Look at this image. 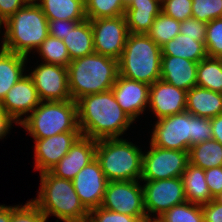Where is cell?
<instances>
[{
  "mask_svg": "<svg viewBox=\"0 0 222 222\" xmlns=\"http://www.w3.org/2000/svg\"><path fill=\"white\" fill-rule=\"evenodd\" d=\"M77 106L81 134L94 140L120 138L134 123L117 103L112 89L86 95Z\"/></svg>",
  "mask_w": 222,
  "mask_h": 222,
  "instance_id": "cell-1",
  "label": "cell"
},
{
  "mask_svg": "<svg viewBox=\"0 0 222 222\" xmlns=\"http://www.w3.org/2000/svg\"><path fill=\"white\" fill-rule=\"evenodd\" d=\"M40 175V188L32 201L44 213L62 222H88L89 211L80 202L73 182L45 171Z\"/></svg>",
  "mask_w": 222,
  "mask_h": 222,
  "instance_id": "cell-2",
  "label": "cell"
},
{
  "mask_svg": "<svg viewBox=\"0 0 222 222\" xmlns=\"http://www.w3.org/2000/svg\"><path fill=\"white\" fill-rule=\"evenodd\" d=\"M72 100L110 90L119 75L118 60L93 53L71 60L67 66Z\"/></svg>",
  "mask_w": 222,
  "mask_h": 222,
  "instance_id": "cell-3",
  "label": "cell"
},
{
  "mask_svg": "<svg viewBox=\"0 0 222 222\" xmlns=\"http://www.w3.org/2000/svg\"><path fill=\"white\" fill-rule=\"evenodd\" d=\"M4 50L28 57L48 37V19L38 4H26L4 22ZM33 50H35L33 52Z\"/></svg>",
  "mask_w": 222,
  "mask_h": 222,
  "instance_id": "cell-4",
  "label": "cell"
},
{
  "mask_svg": "<svg viewBox=\"0 0 222 222\" xmlns=\"http://www.w3.org/2000/svg\"><path fill=\"white\" fill-rule=\"evenodd\" d=\"M162 51L147 34L129 33L118 60L119 75L152 85L160 80Z\"/></svg>",
  "mask_w": 222,
  "mask_h": 222,
  "instance_id": "cell-5",
  "label": "cell"
},
{
  "mask_svg": "<svg viewBox=\"0 0 222 222\" xmlns=\"http://www.w3.org/2000/svg\"><path fill=\"white\" fill-rule=\"evenodd\" d=\"M128 139L97 140L96 159L108 181L140 180L143 151Z\"/></svg>",
  "mask_w": 222,
  "mask_h": 222,
  "instance_id": "cell-6",
  "label": "cell"
},
{
  "mask_svg": "<svg viewBox=\"0 0 222 222\" xmlns=\"http://www.w3.org/2000/svg\"><path fill=\"white\" fill-rule=\"evenodd\" d=\"M33 139H44L68 131H80L78 106L74 100L41 101L18 125Z\"/></svg>",
  "mask_w": 222,
  "mask_h": 222,
  "instance_id": "cell-7",
  "label": "cell"
},
{
  "mask_svg": "<svg viewBox=\"0 0 222 222\" xmlns=\"http://www.w3.org/2000/svg\"><path fill=\"white\" fill-rule=\"evenodd\" d=\"M150 145L143 152L140 180H161L182 177L189 164V151L171 150Z\"/></svg>",
  "mask_w": 222,
  "mask_h": 222,
  "instance_id": "cell-8",
  "label": "cell"
},
{
  "mask_svg": "<svg viewBox=\"0 0 222 222\" xmlns=\"http://www.w3.org/2000/svg\"><path fill=\"white\" fill-rule=\"evenodd\" d=\"M139 180L108 181L100 207L117 213L134 216L142 222L147 218L144 191Z\"/></svg>",
  "mask_w": 222,
  "mask_h": 222,
  "instance_id": "cell-9",
  "label": "cell"
},
{
  "mask_svg": "<svg viewBox=\"0 0 222 222\" xmlns=\"http://www.w3.org/2000/svg\"><path fill=\"white\" fill-rule=\"evenodd\" d=\"M144 191L147 217H160L173 206L186 201L181 177L161 180H140Z\"/></svg>",
  "mask_w": 222,
  "mask_h": 222,
  "instance_id": "cell-10",
  "label": "cell"
},
{
  "mask_svg": "<svg viewBox=\"0 0 222 222\" xmlns=\"http://www.w3.org/2000/svg\"><path fill=\"white\" fill-rule=\"evenodd\" d=\"M154 123L149 143L165 149L189 151L192 135V115L189 112L167 116Z\"/></svg>",
  "mask_w": 222,
  "mask_h": 222,
  "instance_id": "cell-11",
  "label": "cell"
},
{
  "mask_svg": "<svg viewBox=\"0 0 222 222\" xmlns=\"http://www.w3.org/2000/svg\"><path fill=\"white\" fill-rule=\"evenodd\" d=\"M90 22L95 53L119 60L129 34L125 16L99 18Z\"/></svg>",
  "mask_w": 222,
  "mask_h": 222,
  "instance_id": "cell-12",
  "label": "cell"
},
{
  "mask_svg": "<svg viewBox=\"0 0 222 222\" xmlns=\"http://www.w3.org/2000/svg\"><path fill=\"white\" fill-rule=\"evenodd\" d=\"M29 72L41 101L71 100L68 69L54 64L41 63Z\"/></svg>",
  "mask_w": 222,
  "mask_h": 222,
  "instance_id": "cell-13",
  "label": "cell"
},
{
  "mask_svg": "<svg viewBox=\"0 0 222 222\" xmlns=\"http://www.w3.org/2000/svg\"><path fill=\"white\" fill-rule=\"evenodd\" d=\"M40 102L37 89L31 77L26 73L7 92L0 103V108L16 125H19Z\"/></svg>",
  "mask_w": 222,
  "mask_h": 222,
  "instance_id": "cell-14",
  "label": "cell"
},
{
  "mask_svg": "<svg viewBox=\"0 0 222 222\" xmlns=\"http://www.w3.org/2000/svg\"><path fill=\"white\" fill-rule=\"evenodd\" d=\"M72 182L80 202L88 211L101 206L108 180L96 158L83 167Z\"/></svg>",
  "mask_w": 222,
  "mask_h": 222,
  "instance_id": "cell-15",
  "label": "cell"
},
{
  "mask_svg": "<svg viewBox=\"0 0 222 222\" xmlns=\"http://www.w3.org/2000/svg\"><path fill=\"white\" fill-rule=\"evenodd\" d=\"M81 136V131H68L44 139H34V169L39 173L49 171Z\"/></svg>",
  "mask_w": 222,
  "mask_h": 222,
  "instance_id": "cell-16",
  "label": "cell"
},
{
  "mask_svg": "<svg viewBox=\"0 0 222 222\" xmlns=\"http://www.w3.org/2000/svg\"><path fill=\"white\" fill-rule=\"evenodd\" d=\"M111 89L117 103L134 122L147 110L149 84L118 75Z\"/></svg>",
  "mask_w": 222,
  "mask_h": 222,
  "instance_id": "cell-17",
  "label": "cell"
},
{
  "mask_svg": "<svg viewBox=\"0 0 222 222\" xmlns=\"http://www.w3.org/2000/svg\"><path fill=\"white\" fill-rule=\"evenodd\" d=\"M187 91L157 80L149 89L148 108L158 119L186 111Z\"/></svg>",
  "mask_w": 222,
  "mask_h": 222,
  "instance_id": "cell-18",
  "label": "cell"
},
{
  "mask_svg": "<svg viewBox=\"0 0 222 222\" xmlns=\"http://www.w3.org/2000/svg\"><path fill=\"white\" fill-rule=\"evenodd\" d=\"M96 144L97 140L81 136L49 172L54 176L72 181L83 167L96 158Z\"/></svg>",
  "mask_w": 222,
  "mask_h": 222,
  "instance_id": "cell-19",
  "label": "cell"
},
{
  "mask_svg": "<svg viewBox=\"0 0 222 222\" xmlns=\"http://www.w3.org/2000/svg\"><path fill=\"white\" fill-rule=\"evenodd\" d=\"M197 62L182 57L161 56L160 79L177 88L189 91L196 86Z\"/></svg>",
  "mask_w": 222,
  "mask_h": 222,
  "instance_id": "cell-20",
  "label": "cell"
},
{
  "mask_svg": "<svg viewBox=\"0 0 222 222\" xmlns=\"http://www.w3.org/2000/svg\"><path fill=\"white\" fill-rule=\"evenodd\" d=\"M160 13L161 4L156 0H131L124 15L129 33L147 34Z\"/></svg>",
  "mask_w": 222,
  "mask_h": 222,
  "instance_id": "cell-21",
  "label": "cell"
},
{
  "mask_svg": "<svg viewBox=\"0 0 222 222\" xmlns=\"http://www.w3.org/2000/svg\"><path fill=\"white\" fill-rule=\"evenodd\" d=\"M186 112L191 115L211 119L222 114V93L200 86L187 91Z\"/></svg>",
  "mask_w": 222,
  "mask_h": 222,
  "instance_id": "cell-22",
  "label": "cell"
},
{
  "mask_svg": "<svg viewBox=\"0 0 222 222\" xmlns=\"http://www.w3.org/2000/svg\"><path fill=\"white\" fill-rule=\"evenodd\" d=\"M0 47V103L7 92L26 74L28 57L4 50V37ZM25 72V73H24Z\"/></svg>",
  "mask_w": 222,
  "mask_h": 222,
  "instance_id": "cell-23",
  "label": "cell"
},
{
  "mask_svg": "<svg viewBox=\"0 0 222 222\" xmlns=\"http://www.w3.org/2000/svg\"><path fill=\"white\" fill-rule=\"evenodd\" d=\"M181 179L186 201L202 206L214 199L209 191L202 168L189 163L183 171Z\"/></svg>",
  "mask_w": 222,
  "mask_h": 222,
  "instance_id": "cell-24",
  "label": "cell"
},
{
  "mask_svg": "<svg viewBox=\"0 0 222 222\" xmlns=\"http://www.w3.org/2000/svg\"><path fill=\"white\" fill-rule=\"evenodd\" d=\"M62 41L71 60L95 53L92 26L88 19L79 22Z\"/></svg>",
  "mask_w": 222,
  "mask_h": 222,
  "instance_id": "cell-25",
  "label": "cell"
},
{
  "mask_svg": "<svg viewBox=\"0 0 222 222\" xmlns=\"http://www.w3.org/2000/svg\"><path fill=\"white\" fill-rule=\"evenodd\" d=\"M162 55L182 57L193 62H200L207 57L205 41H197L196 37L178 34L161 47Z\"/></svg>",
  "mask_w": 222,
  "mask_h": 222,
  "instance_id": "cell-26",
  "label": "cell"
},
{
  "mask_svg": "<svg viewBox=\"0 0 222 222\" xmlns=\"http://www.w3.org/2000/svg\"><path fill=\"white\" fill-rule=\"evenodd\" d=\"M41 7L48 20H86L85 0H40Z\"/></svg>",
  "mask_w": 222,
  "mask_h": 222,
  "instance_id": "cell-27",
  "label": "cell"
},
{
  "mask_svg": "<svg viewBox=\"0 0 222 222\" xmlns=\"http://www.w3.org/2000/svg\"><path fill=\"white\" fill-rule=\"evenodd\" d=\"M189 163L203 170L222 166V145L212 139L189 149Z\"/></svg>",
  "mask_w": 222,
  "mask_h": 222,
  "instance_id": "cell-28",
  "label": "cell"
},
{
  "mask_svg": "<svg viewBox=\"0 0 222 222\" xmlns=\"http://www.w3.org/2000/svg\"><path fill=\"white\" fill-rule=\"evenodd\" d=\"M196 85L222 93V58L207 56L198 62Z\"/></svg>",
  "mask_w": 222,
  "mask_h": 222,
  "instance_id": "cell-29",
  "label": "cell"
},
{
  "mask_svg": "<svg viewBox=\"0 0 222 222\" xmlns=\"http://www.w3.org/2000/svg\"><path fill=\"white\" fill-rule=\"evenodd\" d=\"M44 63L67 67L71 59L64 42L56 37L48 35L36 50Z\"/></svg>",
  "mask_w": 222,
  "mask_h": 222,
  "instance_id": "cell-30",
  "label": "cell"
},
{
  "mask_svg": "<svg viewBox=\"0 0 222 222\" xmlns=\"http://www.w3.org/2000/svg\"><path fill=\"white\" fill-rule=\"evenodd\" d=\"M180 32V22L161 12L154 20L147 35L162 47Z\"/></svg>",
  "mask_w": 222,
  "mask_h": 222,
  "instance_id": "cell-31",
  "label": "cell"
},
{
  "mask_svg": "<svg viewBox=\"0 0 222 222\" xmlns=\"http://www.w3.org/2000/svg\"><path fill=\"white\" fill-rule=\"evenodd\" d=\"M124 0H85V13L88 20L125 15Z\"/></svg>",
  "mask_w": 222,
  "mask_h": 222,
  "instance_id": "cell-32",
  "label": "cell"
},
{
  "mask_svg": "<svg viewBox=\"0 0 222 222\" xmlns=\"http://www.w3.org/2000/svg\"><path fill=\"white\" fill-rule=\"evenodd\" d=\"M165 222H204L202 206L185 201L160 216Z\"/></svg>",
  "mask_w": 222,
  "mask_h": 222,
  "instance_id": "cell-33",
  "label": "cell"
},
{
  "mask_svg": "<svg viewBox=\"0 0 222 222\" xmlns=\"http://www.w3.org/2000/svg\"><path fill=\"white\" fill-rule=\"evenodd\" d=\"M192 17L206 24L222 18V0H192Z\"/></svg>",
  "mask_w": 222,
  "mask_h": 222,
  "instance_id": "cell-34",
  "label": "cell"
},
{
  "mask_svg": "<svg viewBox=\"0 0 222 222\" xmlns=\"http://www.w3.org/2000/svg\"><path fill=\"white\" fill-rule=\"evenodd\" d=\"M205 47L208 57L222 58V18L207 23Z\"/></svg>",
  "mask_w": 222,
  "mask_h": 222,
  "instance_id": "cell-35",
  "label": "cell"
},
{
  "mask_svg": "<svg viewBox=\"0 0 222 222\" xmlns=\"http://www.w3.org/2000/svg\"><path fill=\"white\" fill-rule=\"evenodd\" d=\"M11 222H47L44 213L32 201L11 206Z\"/></svg>",
  "mask_w": 222,
  "mask_h": 222,
  "instance_id": "cell-36",
  "label": "cell"
},
{
  "mask_svg": "<svg viewBox=\"0 0 222 222\" xmlns=\"http://www.w3.org/2000/svg\"><path fill=\"white\" fill-rule=\"evenodd\" d=\"M161 12L183 22L192 17V0H165L161 4Z\"/></svg>",
  "mask_w": 222,
  "mask_h": 222,
  "instance_id": "cell-37",
  "label": "cell"
},
{
  "mask_svg": "<svg viewBox=\"0 0 222 222\" xmlns=\"http://www.w3.org/2000/svg\"><path fill=\"white\" fill-rule=\"evenodd\" d=\"M212 139V126L210 119L192 115V135H190V147Z\"/></svg>",
  "mask_w": 222,
  "mask_h": 222,
  "instance_id": "cell-38",
  "label": "cell"
},
{
  "mask_svg": "<svg viewBox=\"0 0 222 222\" xmlns=\"http://www.w3.org/2000/svg\"><path fill=\"white\" fill-rule=\"evenodd\" d=\"M88 222H142L139 218L117 213L102 207L89 211Z\"/></svg>",
  "mask_w": 222,
  "mask_h": 222,
  "instance_id": "cell-39",
  "label": "cell"
},
{
  "mask_svg": "<svg viewBox=\"0 0 222 222\" xmlns=\"http://www.w3.org/2000/svg\"><path fill=\"white\" fill-rule=\"evenodd\" d=\"M207 24L197 20L196 18H188L183 22H180V34L196 37L197 41L206 40Z\"/></svg>",
  "mask_w": 222,
  "mask_h": 222,
  "instance_id": "cell-40",
  "label": "cell"
},
{
  "mask_svg": "<svg viewBox=\"0 0 222 222\" xmlns=\"http://www.w3.org/2000/svg\"><path fill=\"white\" fill-rule=\"evenodd\" d=\"M79 22L82 21L61 19L48 20L49 35L62 40Z\"/></svg>",
  "mask_w": 222,
  "mask_h": 222,
  "instance_id": "cell-41",
  "label": "cell"
},
{
  "mask_svg": "<svg viewBox=\"0 0 222 222\" xmlns=\"http://www.w3.org/2000/svg\"><path fill=\"white\" fill-rule=\"evenodd\" d=\"M204 172L209 191L215 199L222 193V166L206 169Z\"/></svg>",
  "mask_w": 222,
  "mask_h": 222,
  "instance_id": "cell-42",
  "label": "cell"
},
{
  "mask_svg": "<svg viewBox=\"0 0 222 222\" xmlns=\"http://www.w3.org/2000/svg\"><path fill=\"white\" fill-rule=\"evenodd\" d=\"M204 222H222V204L216 199L202 205Z\"/></svg>",
  "mask_w": 222,
  "mask_h": 222,
  "instance_id": "cell-43",
  "label": "cell"
},
{
  "mask_svg": "<svg viewBox=\"0 0 222 222\" xmlns=\"http://www.w3.org/2000/svg\"><path fill=\"white\" fill-rule=\"evenodd\" d=\"M25 5L26 2L24 0H0V19L5 22Z\"/></svg>",
  "mask_w": 222,
  "mask_h": 222,
  "instance_id": "cell-44",
  "label": "cell"
},
{
  "mask_svg": "<svg viewBox=\"0 0 222 222\" xmlns=\"http://www.w3.org/2000/svg\"><path fill=\"white\" fill-rule=\"evenodd\" d=\"M212 138L222 145V114L210 119Z\"/></svg>",
  "mask_w": 222,
  "mask_h": 222,
  "instance_id": "cell-45",
  "label": "cell"
},
{
  "mask_svg": "<svg viewBox=\"0 0 222 222\" xmlns=\"http://www.w3.org/2000/svg\"><path fill=\"white\" fill-rule=\"evenodd\" d=\"M13 121L4 113L0 108V140L6 138L7 134H10L11 128H13Z\"/></svg>",
  "mask_w": 222,
  "mask_h": 222,
  "instance_id": "cell-46",
  "label": "cell"
},
{
  "mask_svg": "<svg viewBox=\"0 0 222 222\" xmlns=\"http://www.w3.org/2000/svg\"><path fill=\"white\" fill-rule=\"evenodd\" d=\"M0 222H11V206L0 204Z\"/></svg>",
  "mask_w": 222,
  "mask_h": 222,
  "instance_id": "cell-47",
  "label": "cell"
},
{
  "mask_svg": "<svg viewBox=\"0 0 222 222\" xmlns=\"http://www.w3.org/2000/svg\"><path fill=\"white\" fill-rule=\"evenodd\" d=\"M143 222H165L161 217H147Z\"/></svg>",
  "mask_w": 222,
  "mask_h": 222,
  "instance_id": "cell-48",
  "label": "cell"
},
{
  "mask_svg": "<svg viewBox=\"0 0 222 222\" xmlns=\"http://www.w3.org/2000/svg\"><path fill=\"white\" fill-rule=\"evenodd\" d=\"M26 4H38L40 0H24Z\"/></svg>",
  "mask_w": 222,
  "mask_h": 222,
  "instance_id": "cell-49",
  "label": "cell"
},
{
  "mask_svg": "<svg viewBox=\"0 0 222 222\" xmlns=\"http://www.w3.org/2000/svg\"><path fill=\"white\" fill-rule=\"evenodd\" d=\"M219 203L222 204V193L215 198Z\"/></svg>",
  "mask_w": 222,
  "mask_h": 222,
  "instance_id": "cell-50",
  "label": "cell"
},
{
  "mask_svg": "<svg viewBox=\"0 0 222 222\" xmlns=\"http://www.w3.org/2000/svg\"><path fill=\"white\" fill-rule=\"evenodd\" d=\"M1 27H4V22L0 19V29L2 30ZM1 30H0V33H1Z\"/></svg>",
  "mask_w": 222,
  "mask_h": 222,
  "instance_id": "cell-51",
  "label": "cell"
},
{
  "mask_svg": "<svg viewBox=\"0 0 222 222\" xmlns=\"http://www.w3.org/2000/svg\"><path fill=\"white\" fill-rule=\"evenodd\" d=\"M131 0H124L125 5H127Z\"/></svg>",
  "mask_w": 222,
  "mask_h": 222,
  "instance_id": "cell-52",
  "label": "cell"
},
{
  "mask_svg": "<svg viewBox=\"0 0 222 222\" xmlns=\"http://www.w3.org/2000/svg\"><path fill=\"white\" fill-rule=\"evenodd\" d=\"M158 1L160 4H162L165 0H156Z\"/></svg>",
  "mask_w": 222,
  "mask_h": 222,
  "instance_id": "cell-53",
  "label": "cell"
}]
</instances>
